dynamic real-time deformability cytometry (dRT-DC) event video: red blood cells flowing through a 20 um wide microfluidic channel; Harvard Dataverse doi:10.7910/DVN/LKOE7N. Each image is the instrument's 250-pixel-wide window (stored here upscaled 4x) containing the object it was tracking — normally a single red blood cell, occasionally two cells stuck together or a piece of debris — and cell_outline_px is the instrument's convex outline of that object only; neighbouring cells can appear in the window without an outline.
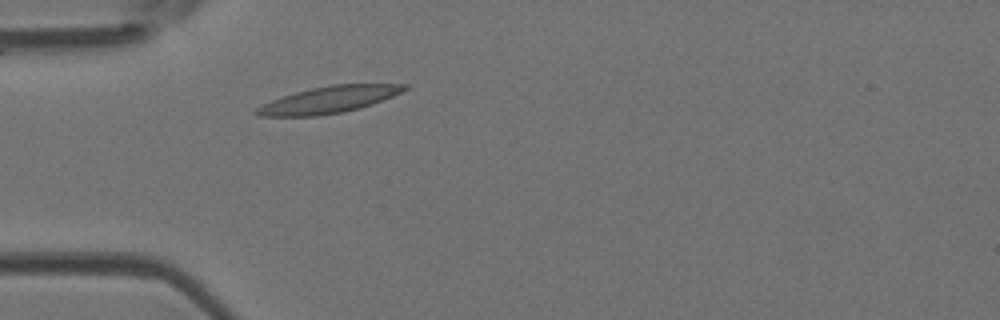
{"species": "Egyptian fruit bat (a non-hibernating species)", "species_latin": "Rousettus aegyptiacus", "temperature_condition": "room temperature", "stored_images_in_passage": 2, "camera_frame_rate_fps": 3000, "um_per_image_px": 0.085, "animal": {"sex": "female"}, "frame": {"image": 1, "passage_image": 2, "time_ms": 0.333, "image_size_px": [1000, 320], "cell_outline_px": [[412, 88], [372, 104], [360, 108], [344, 112], [316, 116], [256, 116], [252, 112], [256, 108], [272, 100], [296, 92], [312, 88], [332, 84], [408, 84]], "centroid_in_image_um": [27.98, 8.48], "position_along_channel_um": 57.0, "area_um2": 23.0}}